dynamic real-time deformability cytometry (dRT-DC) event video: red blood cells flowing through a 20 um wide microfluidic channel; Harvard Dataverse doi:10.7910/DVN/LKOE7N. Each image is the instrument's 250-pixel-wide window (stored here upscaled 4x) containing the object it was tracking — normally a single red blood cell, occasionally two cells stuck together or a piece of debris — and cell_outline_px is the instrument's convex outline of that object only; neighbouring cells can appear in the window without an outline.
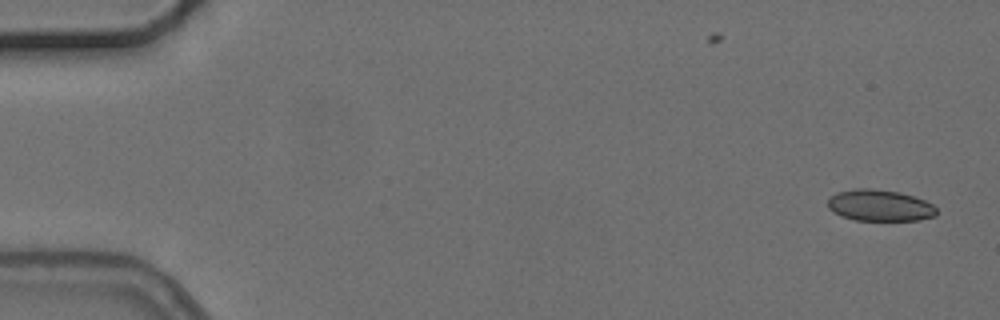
{"species": "common noctule bat (a hibernating species)", "species_latin": "Nyctalus noctula", "temperature_condition": "cold", "stored_images_in_passage": 2, "camera_frame_rate_fps": 3000, "um_per_image_px": 0.085, "animal": {"sex": "female", "body_mass_g": 24.6, "forearm_length_mm": 56.2}, "frame": {"image": 1, "passage_image": 2, "time_ms": 1.333, "image_size_px": [1000, 320], "cell_outline_px": [[936, 216], [920, 220], [856, 220], [840, 216], [832, 212], [828, 208], [828, 200], [836, 192], [856, 188], [872, 188], [900, 192], [924, 200], [932, 204], [936, 208]], "centroid_in_image_um": [74.76, 17.46], "position_along_channel_um": 10.2, "area_um2": 20.0}}